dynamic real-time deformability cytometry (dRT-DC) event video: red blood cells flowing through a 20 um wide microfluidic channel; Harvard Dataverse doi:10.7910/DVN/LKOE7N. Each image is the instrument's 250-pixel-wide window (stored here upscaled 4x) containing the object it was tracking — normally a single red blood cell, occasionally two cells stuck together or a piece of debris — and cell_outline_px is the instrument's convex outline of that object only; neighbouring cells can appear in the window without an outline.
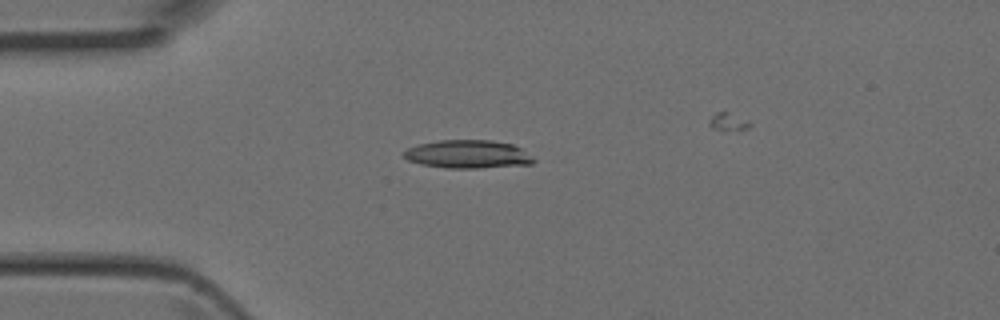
{"species": "Egyptian fruit bat (a non-hibernating species)", "species_latin": "Rousettus aegyptiacus", "temperature_condition": "room temperature", "stored_images_in_passage": 5, "camera_frame_rate_fps": 3000, "um_per_image_px": 0.085, "animal": {"sex": "female"}, "frame": {"image": 1, "passage_image": 3, "time_ms": 0.667, "image_size_px": [1000, 320], "cell_outline_px": [[536, 160], [532, 164], [480, 168], [444, 168], [420, 164], [408, 160], [404, 156], [404, 152], [408, 148], [416, 144], [440, 140], [492, 140], [512, 144], [520, 148], [532, 156]], "centroid_in_image_um": [39.77, 13.11], "position_along_channel_um": 45.2, "area_um2": 21.44}}
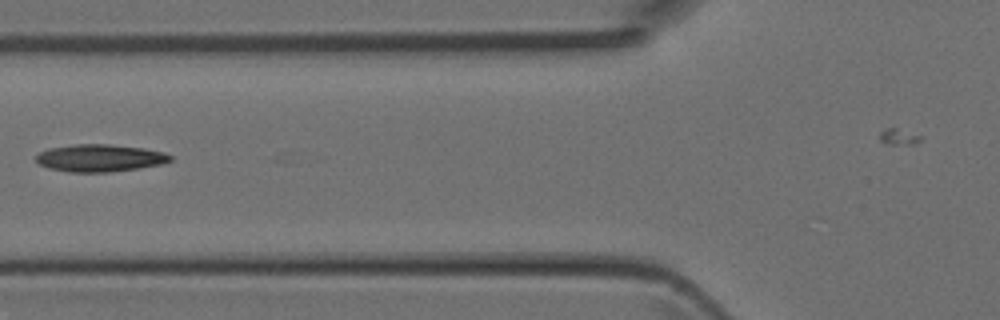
{"frame": {"image": 2, "passage_image": 5, "time_ms": 1.333, "image_size_px": [1000, 320], "cell_outline_px": [[172, 160], [160, 164], [140, 168], [108, 172], [68, 172], [48, 168], [40, 164], [36, 160], [36, 156], [40, 152], [48, 148], [76, 144], [108, 144], [144, 148], [164, 152], [172, 156]], "centroid_in_image_um": [8.48, 13.43], "position_along_channel_um": 117.3, "area_um2": 21.39}}